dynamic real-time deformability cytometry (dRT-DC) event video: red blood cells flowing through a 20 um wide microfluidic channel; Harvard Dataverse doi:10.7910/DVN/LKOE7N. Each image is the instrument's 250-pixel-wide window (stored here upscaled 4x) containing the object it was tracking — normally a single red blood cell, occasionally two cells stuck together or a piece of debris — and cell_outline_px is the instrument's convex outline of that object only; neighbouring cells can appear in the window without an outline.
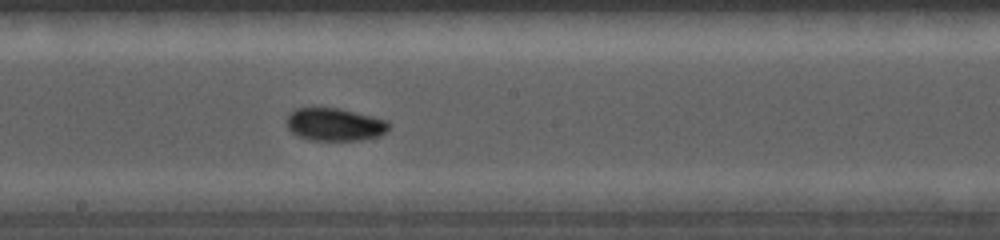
{"species": "common noctule bat (a hibernating species)", "species_latin": "Nyctalus noctula", "temperature_condition": "cold", "stored_images_in_passage": 27, "camera_frame_rate_fps": 5000, "um_per_image_px": 0.085, "animal": {"sex": "female", "body_mass_g": 19.0, "forearm_length_mm": 56.7}, "frame": {"image": 1, "passage_image": 16, "time_ms": 7.4, "image_size_px": [1000, 240], "cell_outline_px": [[392, 124], [380, 136], [360, 140], [312, 140], [296, 136], [288, 128], [288, 116], [296, 108], [340, 108], [388, 120]], "centroid_in_image_um": [28.49, 10.58], "position_along_channel_um": 219.7, "area_um2": 19.48}}
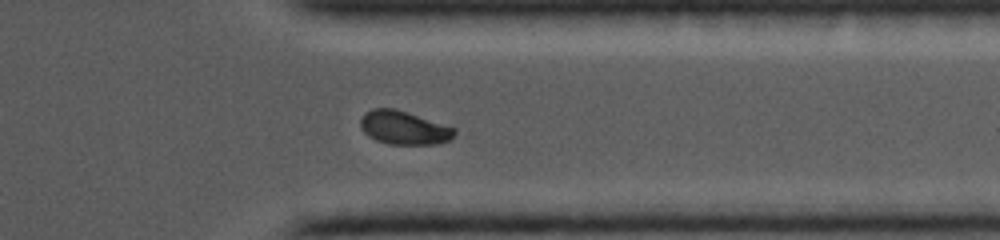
{"frame": {"image": 2, "passage_image": 23, "time_ms": 10.8, "image_size_px": [1000, 240], "cell_outline_px": [[456, 132], [452, 140], [436, 144], [388, 144], [376, 140], [368, 136], [360, 128], [360, 120], [364, 112], [372, 108], [396, 108], [456, 128]], "centroid_in_image_um": [34.33, 10.85], "position_along_channel_um": 377.1, "area_um2": 18.61}}
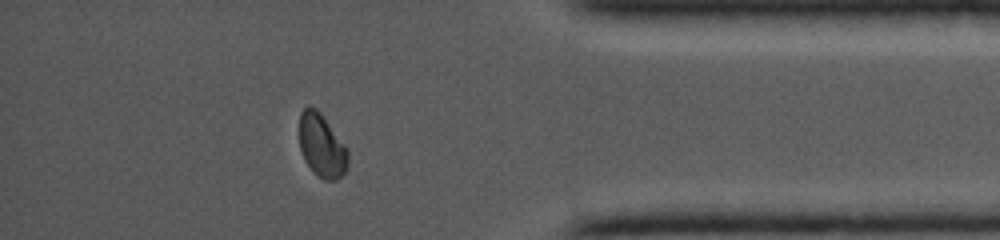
{"frame": {"image": 3, "passage_image": 25, "time_ms": 11.8, "image_size_px": [1000, 240], "cell_outline_px": [[348, 168], [336, 180], [324, 180], [312, 172], [304, 160], [300, 148], [300, 112], [308, 104], [316, 108], [320, 112], [348, 148]], "centroid_in_image_um": [27.35, 12.38], "position_along_channel_um": 407.8, "area_um2": 18.15}}